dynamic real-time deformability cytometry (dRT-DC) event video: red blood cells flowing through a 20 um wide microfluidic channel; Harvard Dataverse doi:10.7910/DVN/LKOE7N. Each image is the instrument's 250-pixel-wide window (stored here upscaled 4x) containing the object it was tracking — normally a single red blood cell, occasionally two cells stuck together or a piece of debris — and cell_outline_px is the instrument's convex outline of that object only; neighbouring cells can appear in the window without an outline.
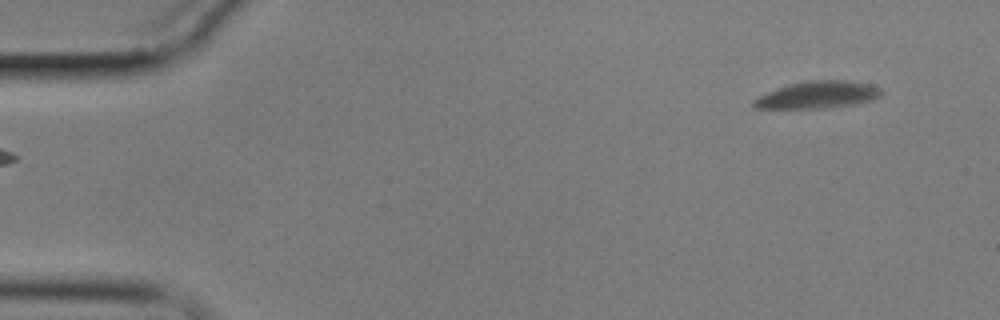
{"species": "common noctule bat (a hibernating species)", "species_latin": "Nyctalus noctula", "temperature_condition": "cold", "stored_images_in_passage": 66, "camera_frame_rate_fps": 3000, "um_per_image_px": 0.085, "animal": {"sex": "male", "body_mass_g": 17.9}, "frame": {"image": 1, "passage_image": 1, "time_ms": 0.0, "image_size_px": [1000, 320], "cell_outline_px": [[884, 92], [880, 96], [872, 100], [856, 104], [824, 108], [752, 108], [752, 100], [768, 92], [792, 84], [808, 80], [844, 80], [868, 84], [880, 88]], "centroid_in_image_um": [69.54, 8.07], "position_along_channel_um": 15.5, "area_um2": 19.94}}
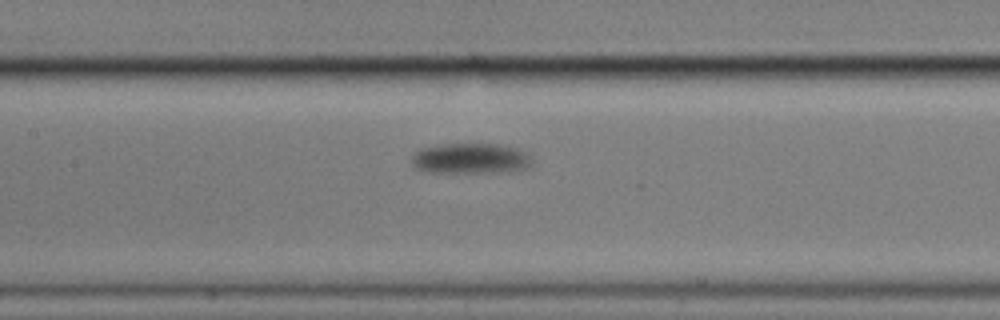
{"frame": {"image": 2, "passage_image": 29, "time_ms": 9.333, "image_size_px": [1000, 320], "cell_outline_px": [[532, 168], [512, 172], [424, 172], [416, 168], [412, 164], [412, 156], [420, 148], [440, 144], [496, 144], [516, 148], [524, 152], [532, 160]], "centroid_in_image_um": [40.02, 13.48], "position_along_channel_um": 167.4, "area_um2": 21.62}}
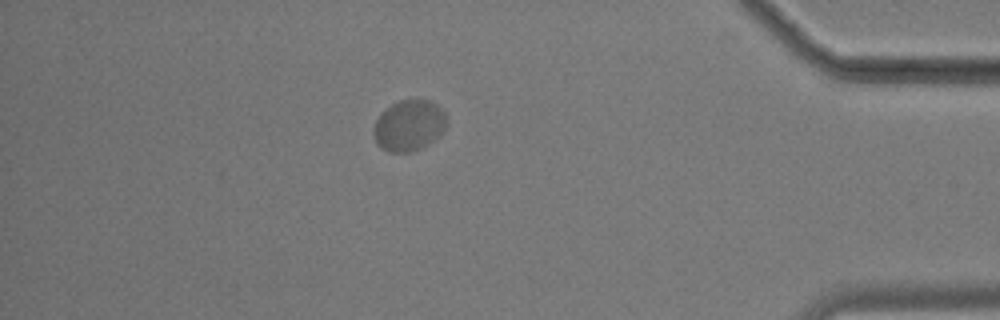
{"frame": {"image": 3, "passage_image": 57, "time_ms": 18.667, "image_size_px": [1000, 320], "cell_outline_px": [[448, 124], [440, 136], [428, 144], [412, 152], [388, 152], [380, 148], [376, 144], [372, 132], [372, 128], [380, 112], [392, 104], [400, 100], [428, 100], [436, 104], [444, 112], [448, 120]], "centroid_in_image_um": [34.75, 10.68], "position_along_channel_um": 400.5, "area_um2": 22.08}}